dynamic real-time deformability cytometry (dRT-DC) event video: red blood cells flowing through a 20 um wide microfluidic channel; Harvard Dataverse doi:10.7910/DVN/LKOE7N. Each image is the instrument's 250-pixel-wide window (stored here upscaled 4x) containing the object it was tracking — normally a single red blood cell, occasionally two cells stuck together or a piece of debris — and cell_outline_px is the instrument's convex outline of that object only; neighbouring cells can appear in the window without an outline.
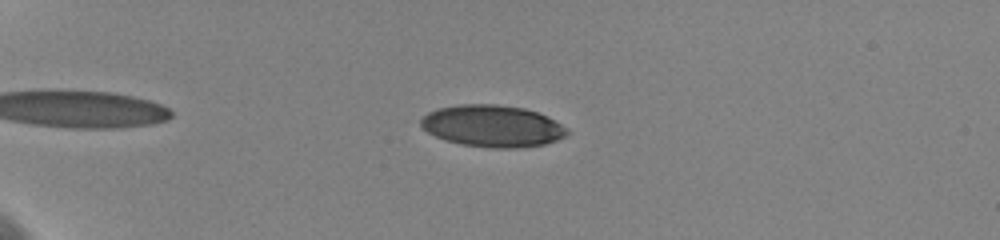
{"species": "human", "species_latin": "Homo sapiens", "temperature_condition": "cold", "stored_images_in_passage": 15, "camera_frame_rate_fps": 3000, "um_per_image_px": 0.085, "donor": {"sex": "female"}, "frame": {"image": 1, "passage_image": 9, "time_ms": 3.0, "image_size_px": [1000, 240], "cell_outline_px": [[568, 132], [564, 136], [556, 140], [544, 144], [516, 148], [492, 148], [460, 144], [444, 140], [428, 132], [420, 124], [420, 120], [428, 112], [436, 108], [456, 104], [496, 104], [524, 108], [548, 116], [568, 128]], "centroid_in_image_um": [41.84, 10.7], "position_along_channel_um": 43.2, "area_um2": 35.72}}
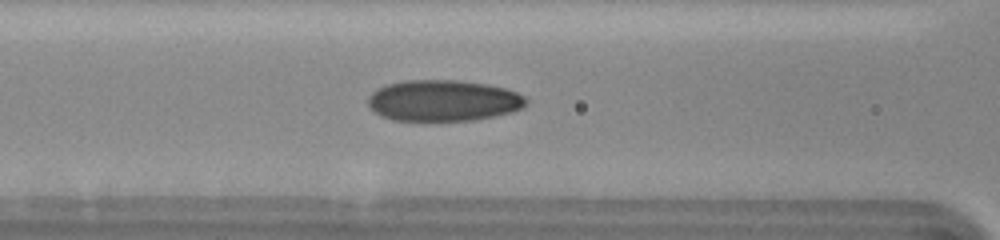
{"frame": {"image": 2, "passage_image": 15, "time_ms": 7.0, "image_size_px": [1000, 240], "cell_outline_px": [[528, 100], [520, 108], [512, 112], [496, 116], [476, 120], [392, 120], [380, 116], [368, 104], [368, 96], [372, 92], [388, 84], [404, 80], [456, 80], [488, 84], [504, 88], [516, 92], [524, 96]], "centroid_in_image_um": [37.68, 8.55], "position_along_channel_um": 128.9, "area_um2": 37.8}}